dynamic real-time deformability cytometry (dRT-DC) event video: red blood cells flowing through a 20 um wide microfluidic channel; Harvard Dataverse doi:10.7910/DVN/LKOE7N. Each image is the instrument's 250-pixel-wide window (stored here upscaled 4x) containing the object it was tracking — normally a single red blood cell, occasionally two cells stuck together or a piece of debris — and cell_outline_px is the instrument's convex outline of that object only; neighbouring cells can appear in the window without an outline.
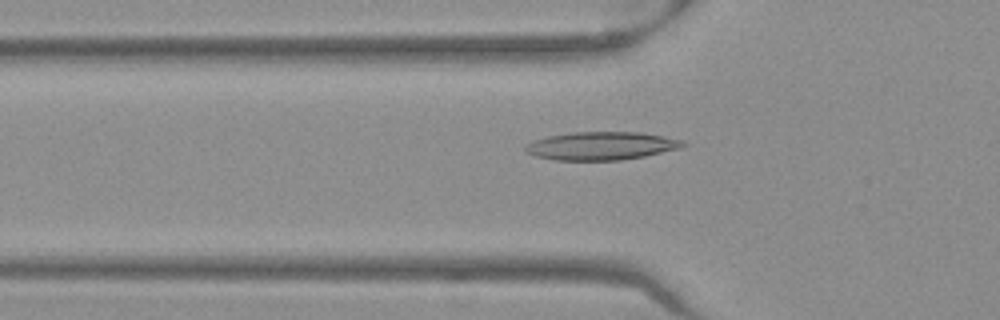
{"species": "Egyptian fruit bat (a non-hibernating species)", "species_latin": "Rousettus aegyptiacus", "temperature_condition": "warm", "stored_images_in_passage": 51, "camera_frame_rate_fps": 3000, "um_per_image_px": 0.085, "frame": {"image": 1, "passage_image": 17, "time_ms": 5.333, "image_size_px": [1000, 320], "cell_outline_px": [[688, 144], [680, 148], [644, 156], [620, 160], [552, 160], [536, 156], [524, 152], [524, 144], [532, 140], [548, 136], [572, 132], [640, 132], [664, 136], [684, 140]], "centroid_in_image_um": [51.08, 12.39], "position_along_channel_um": 74.7, "area_um2": 26.07}}
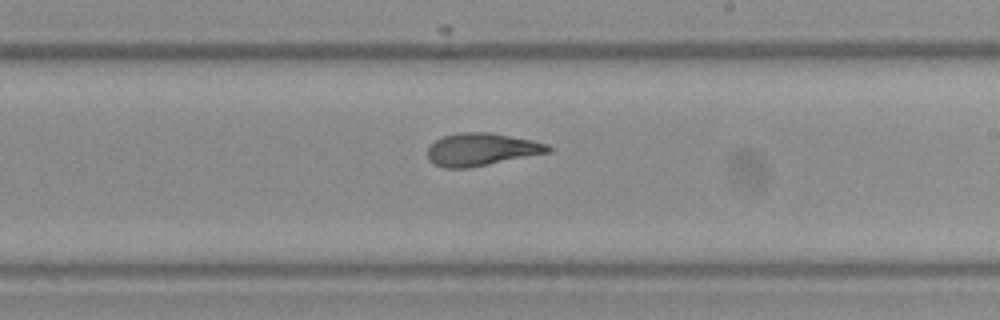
{"frame": {"image": 2, "passage_image": 30, "time_ms": 9.667, "image_size_px": [1000, 320], "cell_outline_px": [[552, 152], [468, 168], [444, 168], [432, 164], [428, 160], [428, 148], [436, 140], [444, 136], [460, 132], [492, 132], [532, 140], [548, 144], [552, 148]], "centroid_in_image_um": [40.94, 12.7], "position_along_channel_um": 248.1, "area_um2": 23.06}}
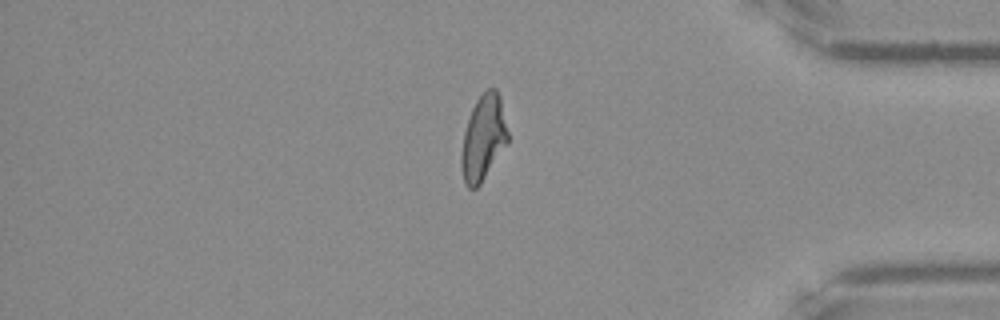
{"frame": {"image": 3, "passage_image": 43, "time_ms": 14.0, "image_size_px": [1000, 320], "cell_outline_px": [[508, 144], [480, 184], [476, 188], [468, 188], [464, 184], [460, 168], [460, 156], [464, 132], [472, 108], [476, 100], [488, 88], [496, 88], [500, 96], [508, 132]], "centroid_in_image_um": [41.07, 11.75], "position_along_channel_um": 394.1, "area_um2": 23.29}, "authors_computed_cell_mechanics": {"area_um2": 23.5246, "velocity_mm_per_s": 3.9781, "shape_relaxation_time_tau1_ms": 8.2549, "shape_relaxation_time_tau2_ms": 1.614, "deformation_change_tau1": 0.2568, "deformation_change_tau2": 0.097}}